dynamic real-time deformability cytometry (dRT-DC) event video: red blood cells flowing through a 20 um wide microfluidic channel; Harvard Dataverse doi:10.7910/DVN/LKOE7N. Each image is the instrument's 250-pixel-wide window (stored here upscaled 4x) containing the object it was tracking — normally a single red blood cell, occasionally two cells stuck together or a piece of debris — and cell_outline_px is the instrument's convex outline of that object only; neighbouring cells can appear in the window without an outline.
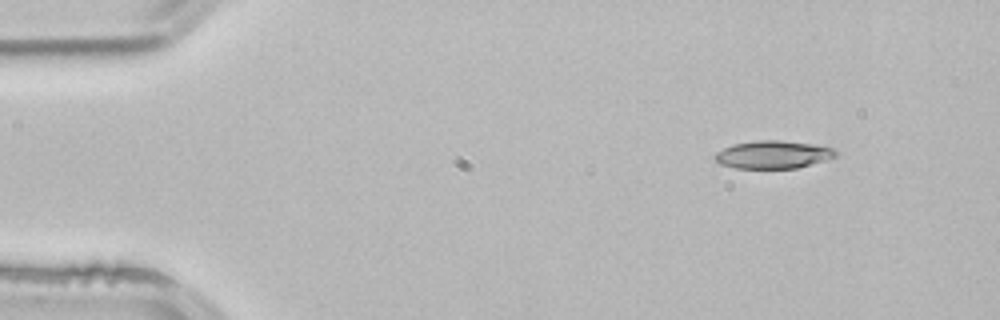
{"species": "common noctule bat (a hibernating species)", "species_latin": "Nyctalus noctula", "temperature_condition": "room temperature", "stored_images_in_passage": 47, "camera_frame_rate_fps": 3000, "um_per_image_px": 0.085, "animal": {"sex": "male", "body_mass_g": 21.5, "forearm_length_mm": 52.0}, "frame": {"image": 1, "passage_image": 1, "time_ms": 0.0, "image_size_px": [1000, 320], "cell_outline_px": [[840, 152], [836, 156], [824, 160], [796, 168], [736, 168], [720, 164], [712, 156], [716, 152], [732, 144], [756, 140], [780, 140], [812, 144], [832, 148]], "centroid_in_image_um": [65.68, 13.13], "position_along_channel_um": 19.3, "area_um2": 19.54}}
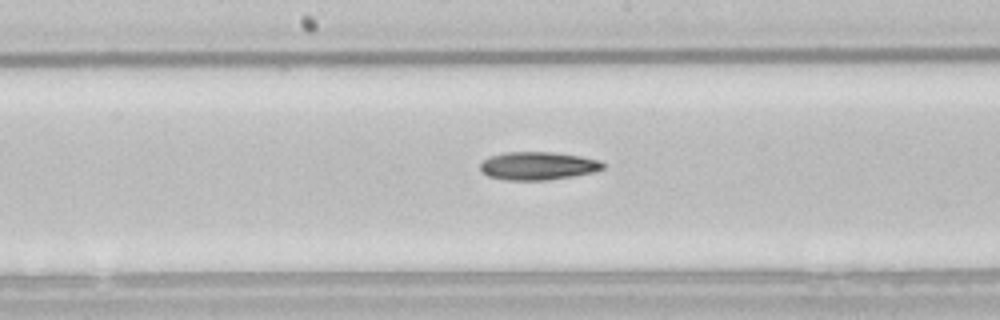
{"frame": {"image": 2, "passage_image": 22, "time_ms": 7.0, "image_size_px": [1000, 320], "cell_outline_px": [[604, 168], [592, 172], [572, 176], [548, 180], [504, 180], [488, 176], [480, 172], [480, 164], [484, 160], [492, 156], [504, 152], [552, 152], [580, 156], [600, 160], [604, 164]], "centroid_in_image_um": [45.7, 14.1], "position_along_channel_um": 202.5, "area_um2": 20.06}}
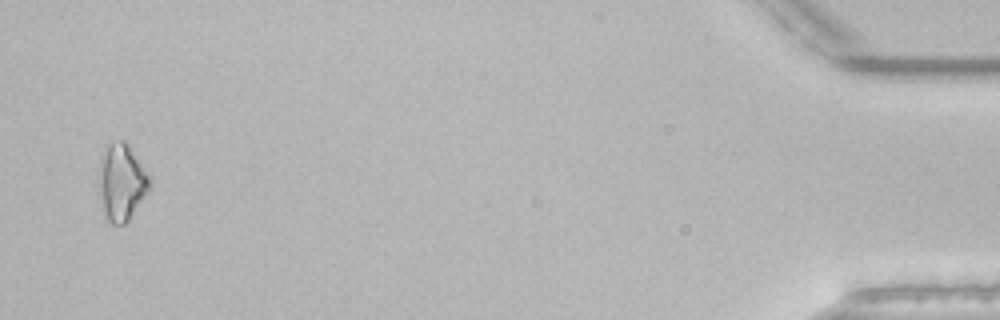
{"frame": {"image": 3, "passage_image": 46, "time_ms": 15.0, "image_size_px": [1000, 320], "cell_outline_px": [[152, 184], [128, 220], [124, 224], [112, 224], [104, 220], [100, 208], [96, 176], [100, 156], [108, 144], [120, 140], [124, 140], [128, 144], [152, 176]], "centroid_in_image_um": [10.28, 15.49], "position_along_channel_um": 424.9, "area_um2": 23.76}, "authors_computed_cell_mechanics": {"area_um2": 19.8254, "velocity_mm_per_s": 3.8939, "shape_relaxation_time_tau1_ms": 9.2536, "shape_relaxation_time_tau2_ms": null, "deformation_change_tau1": 0.1869, "deformation_change_tau2": null}}